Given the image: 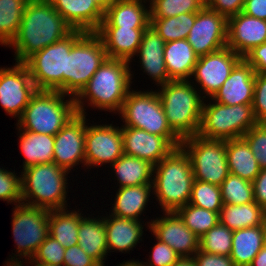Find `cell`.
Wrapping results in <instances>:
<instances>
[{
  "instance_id": "obj_1",
  "label": "cell",
  "mask_w": 266,
  "mask_h": 266,
  "mask_svg": "<svg viewBox=\"0 0 266 266\" xmlns=\"http://www.w3.org/2000/svg\"><path fill=\"white\" fill-rule=\"evenodd\" d=\"M73 31L50 0H29L18 33L7 48L15 51V62L24 63L34 53L64 39Z\"/></svg>"
},
{
  "instance_id": "obj_2",
  "label": "cell",
  "mask_w": 266,
  "mask_h": 266,
  "mask_svg": "<svg viewBox=\"0 0 266 266\" xmlns=\"http://www.w3.org/2000/svg\"><path fill=\"white\" fill-rule=\"evenodd\" d=\"M131 66L130 61L107 58L74 98L77 113L88 116L86 108L89 106L93 110L118 114L134 82Z\"/></svg>"
},
{
  "instance_id": "obj_3",
  "label": "cell",
  "mask_w": 266,
  "mask_h": 266,
  "mask_svg": "<svg viewBox=\"0 0 266 266\" xmlns=\"http://www.w3.org/2000/svg\"><path fill=\"white\" fill-rule=\"evenodd\" d=\"M194 174L188 154L180 146L174 148L154 166L153 195L161 212H176L191 198Z\"/></svg>"
},
{
  "instance_id": "obj_4",
  "label": "cell",
  "mask_w": 266,
  "mask_h": 266,
  "mask_svg": "<svg viewBox=\"0 0 266 266\" xmlns=\"http://www.w3.org/2000/svg\"><path fill=\"white\" fill-rule=\"evenodd\" d=\"M157 89L171 129L181 139L197 135L204 102L198 89L190 80L170 81Z\"/></svg>"
},
{
  "instance_id": "obj_5",
  "label": "cell",
  "mask_w": 266,
  "mask_h": 266,
  "mask_svg": "<svg viewBox=\"0 0 266 266\" xmlns=\"http://www.w3.org/2000/svg\"><path fill=\"white\" fill-rule=\"evenodd\" d=\"M69 173L54 162L22 170V203L47 210L68 208Z\"/></svg>"
},
{
  "instance_id": "obj_6",
  "label": "cell",
  "mask_w": 266,
  "mask_h": 266,
  "mask_svg": "<svg viewBox=\"0 0 266 266\" xmlns=\"http://www.w3.org/2000/svg\"><path fill=\"white\" fill-rule=\"evenodd\" d=\"M76 114L73 97L60 91L37 90L15 125L32 133L55 136Z\"/></svg>"
},
{
  "instance_id": "obj_7",
  "label": "cell",
  "mask_w": 266,
  "mask_h": 266,
  "mask_svg": "<svg viewBox=\"0 0 266 266\" xmlns=\"http://www.w3.org/2000/svg\"><path fill=\"white\" fill-rule=\"evenodd\" d=\"M124 123L121 127H134L165 137L175 148L182 139L171 129L156 90L131 89L117 114Z\"/></svg>"
},
{
  "instance_id": "obj_8",
  "label": "cell",
  "mask_w": 266,
  "mask_h": 266,
  "mask_svg": "<svg viewBox=\"0 0 266 266\" xmlns=\"http://www.w3.org/2000/svg\"><path fill=\"white\" fill-rule=\"evenodd\" d=\"M84 33L74 30L64 39L34 53L24 62L37 90L60 91L66 95L67 55Z\"/></svg>"
},
{
  "instance_id": "obj_9",
  "label": "cell",
  "mask_w": 266,
  "mask_h": 266,
  "mask_svg": "<svg viewBox=\"0 0 266 266\" xmlns=\"http://www.w3.org/2000/svg\"><path fill=\"white\" fill-rule=\"evenodd\" d=\"M209 99L203 102L199 136L224 141L241 138L257 123L252 104L224 105Z\"/></svg>"
},
{
  "instance_id": "obj_10",
  "label": "cell",
  "mask_w": 266,
  "mask_h": 266,
  "mask_svg": "<svg viewBox=\"0 0 266 266\" xmlns=\"http://www.w3.org/2000/svg\"><path fill=\"white\" fill-rule=\"evenodd\" d=\"M108 58L95 32H85L67 55L66 95L75 98Z\"/></svg>"
},
{
  "instance_id": "obj_11",
  "label": "cell",
  "mask_w": 266,
  "mask_h": 266,
  "mask_svg": "<svg viewBox=\"0 0 266 266\" xmlns=\"http://www.w3.org/2000/svg\"><path fill=\"white\" fill-rule=\"evenodd\" d=\"M181 147L190 158L194 180L220 186L227 178L226 140L206 139L197 134L183 138Z\"/></svg>"
},
{
  "instance_id": "obj_12",
  "label": "cell",
  "mask_w": 266,
  "mask_h": 266,
  "mask_svg": "<svg viewBox=\"0 0 266 266\" xmlns=\"http://www.w3.org/2000/svg\"><path fill=\"white\" fill-rule=\"evenodd\" d=\"M12 209L11 224L16 250L10 256L32 259L49 235V210L23 203L14 205Z\"/></svg>"
},
{
  "instance_id": "obj_13",
  "label": "cell",
  "mask_w": 266,
  "mask_h": 266,
  "mask_svg": "<svg viewBox=\"0 0 266 266\" xmlns=\"http://www.w3.org/2000/svg\"><path fill=\"white\" fill-rule=\"evenodd\" d=\"M123 154L122 127L113 125V121L110 124L87 123L85 172L88 168L99 169L107 164L110 167Z\"/></svg>"
},
{
  "instance_id": "obj_14",
  "label": "cell",
  "mask_w": 266,
  "mask_h": 266,
  "mask_svg": "<svg viewBox=\"0 0 266 266\" xmlns=\"http://www.w3.org/2000/svg\"><path fill=\"white\" fill-rule=\"evenodd\" d=\"M241 59L242 57L228 46L200 56L194 67L190 81L197 87L204 99L212 98Z\"/></svg>"
},
{
  "instance_id": "obj_15",
  "label": "cell",
  "mask_w": 266,
  "mask_h": 266,
  "mask_svg": "<svg viewBox=\"0 0 266 266\" xmlns=\"http://www.w3.org/2000/svg\"><path fill=\"white\" fill-rule=\"evenodd\" d=\"M37 92L29 70L24 63L0 67V105L17 120L21 117L31 97Z\"/></svg>"
},
{
  "instance_id": "obj_16",
  "label": "cell",
  "mask_w": 266,
  "mask_h": 266,
  "mask_svg": "<svg viewBox=\"0 0 266 266\" xmlns=\"http://www.w3.org/2000/svg\"><path fill=\"white\" fill-rule=\"evenodd\" d=\"M86 115L77 113L54 136L53 162L67 171L76 170L75 166L85 169ZM83 165V166H82Z\"/></svg>"
},
{
  "instance_id": "obj_17",
  "label": "cell",
  "mask_w": 266,
  "mask_h": 266,
  "mask_svg": "<svg viewBox=\"0 0 266 266\" xmlns=\"http://www.w3.org/2000/svg\"><path fill=\"white\" fill-rule=\"evenodd\" d=\"M228 19L220 13L204 7L197 12L187 41L200 57L227 46Z\"/></svg>"
},
{
  "instance_id": "obj_18",
  "label": "cell",
  "mask_w": 266,
  "mask_h": 266,
  "mask_svg": "<svg viewBox=\"0 0 266 266\" xmlns=\"http://www.w3.org/2000/svg\"><path fill=\"white\" fill-rule=\"evenodd\" d=\"M151 219L149 232L160 242L166 243L181 257H192L199 250L197 237L183 222L177 212H163Z\"/></svg>"
},
{
  "instance_id": "obj_19",
  "label": "cell",
  "mask_w": 266,
  "mask_h": 266,
  "mask_svg": "<svg viewBox=\"0 0 266 266\" xmlns=\"http://www.w3.org/2000/svg\"><path fill=\"white\" fill-rule=\"evenodd\" d=\"M266 43V21L240 12L228 18L227 46L242 58Z\"/></svg>"
},
{
  "instance_id": "obj_20",
  "label": "cell",
  "mask_w": 266,
  "mask_h": 266,
  "mask_svg": "<svg viewBox=\"0 0 266 266\" xmlns=\"http://www.w3.org/2000/svg\"><path fill=\"white\" fill-rule=\"evenodd\" d=\"M123 153L156 165L175 147L165 138L134 127H122Z\"/></svg>"
},
{
  "instance_id": "obj_21",
  "label": "cell",
  "mask_w": 266,
  "mask_h": 266,
  "mask_svg": "<svg viewBox=\"0 0 266 266\" xmlns=\"http://www.w3.org/2000/svg\"><path fill=\"white\" fill-rule=\"evenodd\" d=\"M255 74L253 67L242 58L212 99L224 105L253 104Z\"/></svg>"
},
{
  "instance_id": "obj_22",
  "label": "cell",
  "mask_w": 266,
  "mask_h": 266,
  "mask_svg": "<svg viewBox=\"0 0 266 266\" xmlns=\"http://www.w3.org/2000/svg\"><path fill=\"white\" fill-rule=\"evenodd\" d=\"M165 41L153 26L149 25L142 35V40L135 56L139 57L140 67L145 75L152 79L157 87L172 81L164 61ZM155 81V82H154Z\"/></svg>"
},
{
  "instance_id": "obj_23",
  "label": "cell",
  "mask_w": 266,
  "mask_h": 266,
  "mask_svg": "<svg viewBox=\"0 0 266 266\" xmlns=\"http://www.w3.org/2000/svg\"><path fill=\"white\" fill-rule=\"evenodd\" d=\"M138 221L114 216L106 213L104 224L106 229V239L108 253L121 252L129 253L136 248L137 244L143 239L144 226L149 229L151 221ZM147 223V224H146ZM143 224V225H142ZM113 250V251H112Z\"/></svg>"
},
{
  "instance_id": "obj_24",
  "label": "cell",
  "mask_w": 266,
  "mask_h": 266,
  "mask_svg": "<svg viewBox=\"0 0 266 266\" xmlns=\"http://www.w3.org/2000/svg\"><path fill=\"white\" fill-rule=\"evenodd\" d=\"M50 1L73 30L96 32L104 18V11L94 0Z\"/></svg>"
},
{
  "instance_id": "obj_25",
  "label": "cell",
  "mask_w": 266,
  "mask_h": 266,
  "mask_svg": "<svg viewBox=\"0 0 266 266\" xmlns=\"http://www.w3.org/2000/svg\"><path fill=\"white\" fill-rule=\"evenodd\" d=\"M146 28L99 27L95 32L103 42L108 58L135 61Z\"/></svg>"
},
{
  "instance_id": "obj_26",
  "label": "cell",
  "mask_w": 266,
  "mask_h": 266,
  "mask_svg": "<svg viewBox=\"0 0 266 266\" xmlns=\"http://www.w3.org/2000/svg\"><path fill=\"white\" fill-rule=\"evenodd\" d=\"M149 25L148 0H117L104 11L99 27L147 28Z\"/></svg>"
},
{
  "instance_id": "obj_27",
  "label": "cell",
  "mask_w": 266,
  "mask_h": 266,
  "mask_svg": "<svg viewBox=\"0 0 266 266\" xmlns=\"http://www.w3.org/2000/svg\"><path fill=\"white\" fill-rule=\"evenodd\" d=\"M114 203L111 202V213L114 216L142 221L140 216L145 212L150 196L153 197V185L144 184L117 188ZM113 203V204H112Z\"/></svg>"
},
{
  "instance_id": "obj_28",
  "label": "cell",
  "mask_w": 266,
  "mask_h": 266,
  "mask_svg": "<svg viewBox=\"0 0 266 266\" xmlns=\"http://www.w3.org/2000/svg\"><path fill=\"white\" fill-rule=\"evenodd\" d=\"M87 215L81 218L77 245L98 264H104L108 255L104 216Z\"/></svg>"
},
{
  "instance_id": "obj_29",
  "label": "cell",
  "mask_w": 266,
  "mask_h": 266,
  "mask_svg": "<svg viewBox=\"0 0 266 266\" xmlns=\"http://www.w3.org/2000/svg\"><path fill=\"white\" fill-rule=\"evenodd\" d=\"M198 58L187 39L165 42L164 61L172 81L190 80Z\"/></svg>"
},
{
  "instance_id": "obj_30",
  "label": "cell",
  "mask_w": 266,
  "mask_h": 266,
  "mask_svg": "<svg viewBox=\"0 0 266 266\" xmlns=\"http://www.w3.org/2000/svg\"><path fill=\"white\" fill-rule=\"evenodd\" d=\"M114 173V179L117 180V186H138L152 184L154 165L138 157L123 154L110 167Z\"/></svg>"
},
{
  "instance_id": "obj_31",
  "label": "cell",
  "mask_w": 266,
  "mask_h": 266,
  "mask_svg": "<svg viewBox=\"0 0 266 266\" xmlns=\"http://www.w3.org/2000/svg\"><path fill=\"white\" fill-rule=\"evenodd\" d=\"M18 130L20 151L24 156V170L30 166L43 163H52L54 155V136L40 133H32L27 130Z\"/></svg>"
},
{
  "instance_id": "obj_32",
  "label": "cell",
  "mask_w": 266,
  "mask_h": 266,
  "mask_svg": "<svg viewBox=\"0 0 266 266\" xmlns=\"http://www.w3.org/2000/svg\"><path fill=\"white\" fill-rule=\"evenodd\" d=\"M229 173L253 182L261 168L248 143L241 138L226 140Z\"/></svg>"
},
{
  "instance_id": "obj_33",
  "label": "cell",
  "mask_w": 266,
  "mask_h": 266,
  "mask_svg": "<svg viewBox=\"0 0 266 266\" xmlns=\"http://www.w3.org/2000/svg\"><path fill=\"white\" fill-rule=\"evenodd\" d=\"M67 209L49 210L48 217L49 235L65 249L77 245L79 224L85 214L81 209Z\"/></svg>"
},
{
  "instance_id": "obj_34",
  "label": "cell",
  "mask_w": 266,
  "mask_h": 266,
  "mask_svg": "<svg viewBox=\"0 0 266 266\" xmlns=\"http://www.w3.org/2000/svg\"><path fill=\"white\" fill-rule=\"evenodd\" d=\"M263 246L262 225L235 230L230 257L235 266H249Z\"/></svg>"
},
{
  "instance_id": "obj_35",
  "label": "cell",
  "mask_w": 266,
  "mask_h": 266,
  "mask_svg": "<svg viewBox=\"0 0 266 266\" xmlns=\"http://www.w3.org/2000/svg\"><path fill=\"white\" fill-rule=\"evenodd\" d=\"M266 210L256 202L248 204H224L219 214V221L232 231L262 225Z\"/></svg>"
},
{
  "instance_id": "obj_36",
  "label": "cell",
  "mask_w": 266,
  "mask_h": 266,
  "mask_svg": "<svg viewBox=\"0 0 266 266\" xmlns=\"http://www.w3.org/2000/svg\"><path fill=\"white\" fill-rule=\"evenodd\" d=\"M29 0H0V45L7 47L20 28Z\"/></svg>"
},
{
  "instance_id": "obj_37",
  "label": "cell",
  "mask_w": 266,
  "mask_h": 266,
  "mask_svg": "<svg viewBox=\"0 0 266 266\" xmlns=\"http://www.w3.org/2000/svg\"><path fill=\"white\" fill-rule=\"evenodd\" d=\"M197 12L182 13L168 18H150V25L165 42L187 39Z\"/></svg>"
},
{
  "instance_id": "obj_38",
  "label": "cell",
  "mask_w": 266,
  "mask_h": 266,
  "mask_svg": "<svg viewBox=\"0 0 266 266\" xmlns=\"http://www.w3.org/2000/svg\"><path fill=\"white\" fill-rule=\"evenodd\" d=\"M176 212L183 219L185 225L199 238L220 222V213L189 203L179 208Z\"/></svg>"
},
{
  "instance_id": "obj_39",
  "label": "cell",
  "mask_w": 266,
  "mask_h": 266,
  "mask_svg": "<svg viewBox=\"0 0 266 266\" xmlns=\"http://www.w3.org/2000/svg\"><path fill=\"white\" fill-rule=\"evenodd\" d=\"M150 18H168L203 9L205 0H148Z\"/></svg>"
},
{
  "instance_id": "obj_40",
  "label": "cell",
  "mask_w": 266,
  "mask_h": 266,
  "mask_svg": "<svg viewBox=\"0 0 266 266\" xmlns=\"http://www.w3.org/2000/svg\"><path fill=\"white\" fill-rule=\"evenodd\" d=\"M223 204H248L254 201L252 182L229 173L220 185Z\"/></svg>"
},
{
  "instance_id": "obj_41",
  "label": "cell",
  "mask_w": 266,
  "mask_h": 266,
  "mask_svg": "<svg viewBox=\"0 0 266 266\" xmlns=\"http://www.w3.org/2000/svg\"><path fill=\"white\" fill-rule=\"evenodd\" d=\"M233 231L220 222L199 239V249L217 255L230 256Z\"/></svg>"
},
{
  "instance_id": "obj_42",
  "label": "cell",
  "mask_w": 266,
  "mask_h": 266,
  "mask_svg": "<svg viewBox=\"0 0 266 266\" xmlns=\"http://www.w3.org/2000/svg\"><path fill=\"white\" fill-rule=\"evenodd\" d=\"M189 204L220 213L224 205L220 186L194 180Z\"/></svg>"
},
{
  "instance_id": "obj_43",
  "label": "cell",
  "mask_w": 266,
  "mask_h": 266,
  "mask_svg": "<svg viewBox=\"0 0 266 266\" xmlns=\"http://www.w3.org/2000/svg\"><path fill=\"white\" fill-rule=\"evenodd\" d=\"M21 172L15 173V170L1 168L0 166V200L8 204L22 203V186H21ZM17 174V175H16Z\"/></svg>"
},
{
  "instance_id": "obj_44",
  "label": "cell",
  "mask_w": 266,
  "mask_h": 266,
  "mask_svg": "<svg viewBox=\"0 0 266 266\" xmlns=\"http://www.w3.org/2000/svg\"><path fill=\"white\" fill-rule=\"evenodd\" d=\"M261 169L266 168V123H256L242 137Z\"/></svg>"
},
{
  "instance_id": "obj_45",
  "label": "cell",
  "mask_w": 266,
  "mask_h": 266,
  "mask_svg": "<svg viewBox=\"0 0 266 266\" xmlns=\"http://www.w3.org/2000/svg\"><path fill=\"white\" fill-rule=\"evenodd\" d=\"M65 248L50 235L39 246L31 263L63 265Z\"/></svg>"
},
{
  "instance_id": "obj_46",
  "label": "cell",
  "mask_w": 266,
  "mask_h": 266,
  "mask_svg": "<svg viewBox=\"0 0 266 266\" xmlns=\"http://www.w3.org/2000/svg\"><path fill=\"white\" fill-rule=\"evenodd\" d=\"M153 248L149 252V257L146 262L141 261L143 266H172L181 256L178 255L166 243L160 242L156 239Z\"/></svg>"
},
{
  "instance_id": "obj_47",
  "label": "cell",
  "mask_w": 266,
  "mask_h": 266,
  "mask_svg": "<svg viewBox=\"0 0 266 266\" xmlns=\"http://www.w3.org/2000/svg\"><path fill=\"white\" fill-rule=\"evenodd\" d=\"M253 114L257 123H266V73L255 74Z\"/></svg>"
},
{
  "instance_id": "obj_48",
  "label": "cell",
  "mask_w": 266,
  "mask_h": 266,
  "mask_svg": "<svg viewBox=\"0 0 266 266\" xmlns=\"http://www.w3.org/2000/svg\"><path fill=\"white\" fill-rule=\"evenodd\" d=\"M245 0H205L206 7L227 19L242 12Z\"/></svg>"
},
{
  "instance_id": "obj_49",
  "label": "cell",
  "mask_w": 266,
  "mask_h": 266,
  "mask_svg": "<svg viewBox=\"0 0 266 266\" xmlns=\"http://www.w3.org/2000/svg\"><path fill=\"white\" fill-rule=\"evenodd\" d=\"M98 263L83 251L79 245L65 249L63 266H97Z\"/></svg>"
},
{
  "instance_id": "obj_50",
  "label": "cell",
  "mask_w": 266,
  "mask_h": 266,
  "mask_svg": "<svg viewBox=\"0 0 266 266\" xmlns=\"http://www.w3.org/2000/svg\"><path fill=\"white\" fill-rule=\"evenodd\" d=\"M192 258L196 266H235L230 256L210 254L200 249Z\"/></svg>"
},
{
  "instance_id": "obj_51",
  "label": "cell",
  "mask_w": 266,
  "mask_h": 266,
  "mask_svg": "<svg viewBox=\"0 0 266 266\" xmlns=\"http://www.w3.org/2000/svg\"><path fill=\"white\" fill-rule=\"evenodd\" d=\"M243 58L256 73H266V43L254 47Z\"/></svg>"
},
{
  "instance_id": "obj_52",
  "label": "cell",
  "mask_w": 266,
  "mask_h": 266,
  "mask_svg": "<svg viewBox=\"0 0 266 266\" xmlns=\"http://www.w3.org/2000/svg\"><path fill=\"white\" fill-rule=\"evenodd\" d=\"M252 185L254 201L266 210V168L260 170Z\"/></svg>"
},
{
  "instance_id": "obj_53",
  "label": "cell",
  "mask_w": 266,
  "mask_h": 266,
  "mask_svg": "<svg viewBox=\"0 0 266 266\" xmlns=\"http://www.w3.org/2000/svg\"><path fill=\"white\" fill-rule=\"evenodd\" d=\"M242 12L266 21V0H245Z\"/></svg>"
},
{
  "instance_id": "obj_54",
  "label": "cell",
  "mask_w": 266,
  "mask_h": 266,
  "mask_svg": "<svg viewBox=\"0 0 266 266\" xmlns=\"http://www.w3.org/2000/svg\"><path fill=\"white\" fill-rule=\"evenodd\" d=\"M9 257L10 258H8L7 261H5L6 263L4 266H24L25 262L27 263V265H25V266L31 265V259H29V258L17 257V256H9ZM24 260H25V262H24Z\"/></svg>"
},
{
  "instance_id": "obj_55",
  "label": "cell",
  "mask_w": 266,
  "mask_h": 266,
  "mask_svg": "<svg viewBox=\"0 0 266 266\" xmlns=\"http://www.w3.org/2000/svg\"><path fill=\"white\" fill-rule=\"evenodd\" d=\"M249 266H266V247L263 246Z\"/></svg>"
},
{
  "instance_id": "obj_56",
  "label": "cell",
  "mask_w": 266,
  "mask_h": 266,
  "mask_svg": "<svg viewBox=\"0 0 266 266\" xmlns=\"http://www.w3.org/2000/svg\"><path fill=\"white\" fill-rule=\"evenodd\" d=\"M172 266H196L192 257H180Z\"/></svg>"
},
{
  "instance_id": "obj_57",
  "label": "cell",
  "mask_w": 266,
  "mask_h": 266,
  "mask_svg": "<svg viewBox=\"0 0 266 266\" xmlns=\"http://www.w3.org/2000/svg\"><path fill=\"white\" fill-rule=\"evenodd\" d=\"M96 4L105 11L107 8H109L113 3H115L117 0H94Z\"/></svg>"
},
{
  "instance_id": "obj_58",
  "label": "cell",
  "mask_w": 266,
  "mask_h": 266,
  "mask_svg": "<svg viewBox=\"0 0 266 266\" xmlns=\"http://www.w3.org/2000/svg\"><path fill=\"white\" fill-rule=\"evenodd\" d=\"M116 266H143V265H142L141 261H139L137 259L135 260L133 258L131 260L129 259L127 261H123L122 263L119 262V264Z\"/></svg>"
},
{
  "instance_id": "obj_59",
  "label": "cell",
  "mask_w": 266,
  "mask_h": 266,
  "mask_svg": "<svg viewBox=\"0 0 266 266\" xmlns=\"http://www.w3.org/2000/svg\"><path fill=\"white\" fill-rule=\"evenodd\" d=\"M262 231H263L264 246L266 247V217L264 219V222L262 223Z\"/></svg>"
},
{
  "instance_id": "obj_60",
  "label": "cell",
  "mask_w": 266,
  "mask_h": 266,
  "mask_svg": "<svg viewBox=\"0 0 266 266\" xmlns=\"http://www.w3.org/2000/svg\"><path fill=\"white\" fill-rule=\"evenodd\" d=\"M30 266H63V265H54V264H45V263H31Z\"/></svg>"
},
{
  "instance_id": "obj_61",
  "label": "cell",
  "mask_w": 266,
  "mask_h": 266,
  "mask_svg": "<svg viewBox=\"0 0 266 266\" xmlns=\"http://www.w3.org/2000/svg\"><path fill=\"white\" fill-rule=\"evenodd\" d=\"M97 266H106L105 264H98Z\"/></svg>"
}]
</instances>
